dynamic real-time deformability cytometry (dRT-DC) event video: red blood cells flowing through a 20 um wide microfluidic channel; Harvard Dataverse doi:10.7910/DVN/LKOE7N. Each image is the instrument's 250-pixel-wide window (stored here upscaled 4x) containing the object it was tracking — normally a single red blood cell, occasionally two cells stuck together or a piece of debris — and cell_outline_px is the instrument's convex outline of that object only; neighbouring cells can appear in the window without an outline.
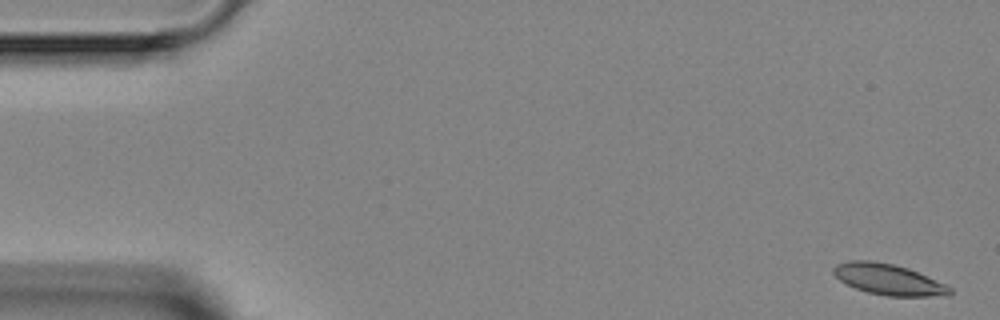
{"species": "Egyptian fruit bat (a non-hibernating species)", "species_latin": "Rousettus aegyptiacus", "temperature_condition": "room temperature", "stored_images_in_passage": 6, "camera_frame_rate_fps": 3000, "um_per_image_px": 0.085, "animal": {"sex": "female"}, "frame": {"image": 1, "passage_image": 1, "time_ms": 0.0, "image_size_px": [1000, 320], "cell_outline_px": [[952, 292], [948, 296], [888, 296], [868, 292], [856, 288], [840, 280], [832, 272], [832, 268], [836, 264], [848, 260], [872, 260], [892, 264], [908, 268], [944, 284], [952, 288]], "centroid_in_image_um": [75.5, 23.74], "position_along_channel_um": 9.5, "area_um2": 20.81}}
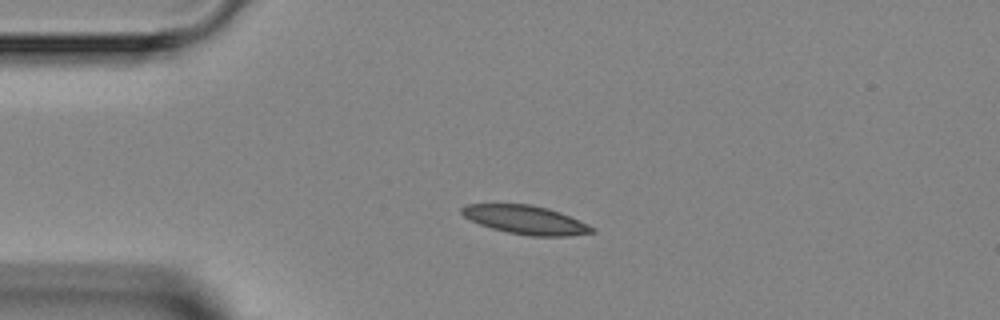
{"frame": {"image": 2, "passage_image": 4, "time_ms": 3.333, "image_size_px": [1000, 320], "cell_outline_px": [[596, 232], [568, 236], [532, 236], [508, 232], [492, 228], [480, 224], [464, 216], [460, 212], [460, 208], [464, 204], [528, 204], [548, 208], [560, 212], [588, 224], [596, 228]], "centroid_in_image_um": [44.69, 18.68], "position_along_channel_um": 40.3, "area_um2": 21.68}}
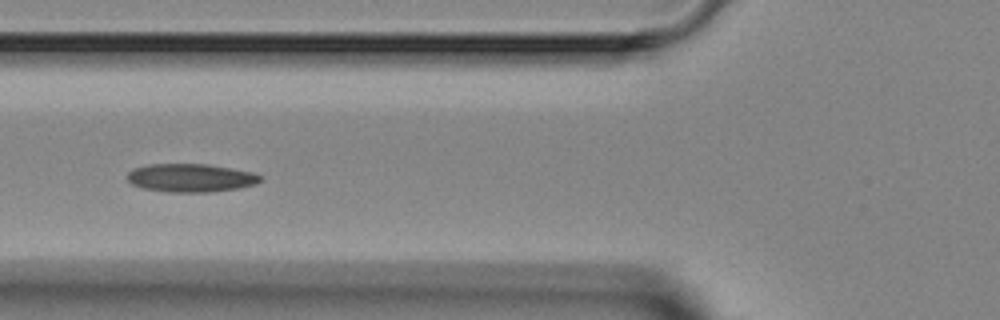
{"frame": {"image": 3, "passage_image": 6, "time_ms": 5.667, "image_size_px": [1000, 320], "cell_outline_px": [[264, 180], [256, 184], [240, 188], [212, 192], [164, 192], [140, 188], [132, 184], [128, 180], [128, 172], [136, 168], [148, 164], [208, 164], [252, 172], [260, 176]], "centroid_in_image_um": [16.22, 15.13], "position_along_channel_um": 109.6, "area_um2": 22.08}}